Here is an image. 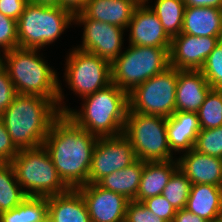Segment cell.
I'll return each mask as SVG.
<instances>
[{"label": "cell", "instance_id": "8992f818", "mask_svg": "<svg viewBox=\"0 0 222 222\" xmlns=\"http://www.w3.org/2000/svg\"><path fill=\"white\" fill-rule=\"evenodd\" d=\"M10 163L27 196L48 197L70 189L60 178L44 146L19 150Z\"/></svg>", "mask_w": 222, "mask_h": 222}, {"label": "cell", "instance_id": "6da1fadb", "mask_svg": "<svg viewBox=\"0 0 222 222\" xmlns=\"http://www.w3.org/2000/svg\"><path fill=\"white\" fill-rule=\"evenodd\" d=\"M98 137L61 113L52 123L43 146L62 181L77 189L89 183L92 154Z\"/></svg>", "mask_w": 222, "mask_h": 222}, {"label": "cell", "instance_id": "8d00e7d4", "mask_svg": "<svg viewBox=\"0 0 222 222\" xmlns=\"http://www.w3.org/2000/svg\"><path fill=\"white\" fill-rule=\"evenodd\" d=\"M27 4L28 0H0V12L17 21Z\"/></svg>", "mask_w": 222, "mask_h": 222}, {"label": "cell", "instance_id": "484cf974", "mask_svg": "<svg viewBox=\"0 0 222 222\" xmlns=\"http://www.w3.org/2000/svg\"><path fill=\"white\" fill-rule=\"evenodd\" d=\"M148 6L157 15L164 31L171 39L181 33L186 8L183 0H156L154 6Z\"/></svg>", "mask_w": 222, "mask_h": 222}, {"label": "cell", "instance_id": "d4e9b609", "mask_svg": "<svg viewBox=\"0 0 222 222\" xmlns=\"http://www.w3.org/2000/svg\"><path fill=\"white\" fill-rule=\"evenodd\" d=\"M47 217V197L28 196L15 208L0 212V222H44Z\"/></svg>", "mask_w": 222, "mask_h": 222}, {"label": "cell", "instance_id": "7a4b0ae2", "mask_svg": "<svg viewBox=\"0 0 222 222\" xmlns=\"http://www.w3.org/2000/svg\"><path fill=\"white\" fill-rule=\"evenodd\" d=\"M40 51L21 47L6 51L3 68L7 71L16 93L48 98L58 106L61 113H66L70 107L64 102L65 96L57 70L44 61Z\"/></svg>", "mask_w": 222, "mask_h": 222}, {"label": "cell", "instance_id": "ffe728a7", "mask_svg": "<svg viewBox=\"0 0 222 222\" xmlns=\"http://www.w3.org/2000/svg\"><path fill=\"white\" fill-rule=\"evenodd\" d=\"M48 217L53 222H91L85 201L78 189L47 197Z\"/></svg>", "mask_w": 222, "mask_h": 222}, {"label": "cell", "instance_id": "d6986e66", "mask_svg": "<svg viewBox=\"0 0 222 222\" xmlns=\"http://www.w3.org/2000/svg\"><path fill=\"white\" fill-rule=\"evenodd\" d=\"M139 0H88L81 12L86 18L116 25L127 30Z\"/></svg>", "mask_w": 222, "mask_h": 222}, {"label": "cell", "instance_id": "d6a6232c", "mask_svg": "<svg viewBox=\"0 0 222 222\" xmlns=\"http://www.w3.org/2000/svg\"><path fill=\"white\" fill-rule=\"evenodd\" d=\"M125 222H167L150 211L142 202L129 201Z\"/></svg>", "mask_w": 222, "mask_h": 222}, {"label": "cell", "instance_id": "74e56055", "mask_svg": "<svg viewBox=\"0 0 222 222\" xmlns=\"http://www.w3.org/2000/svg\"><path fill=\"white\" fill-rule=\"evenodd\" d=\"M87 1L88 0H57V5L75 15L83 11Z\"/></svg>", "mask_w": 222, "mask_h": 222}, {"label": "cell", "instance_id": "f546056e", "mask_svg": "<svg viewBox=\"0 0 222 222\" xmlns=\"http://www.w3.org/2000/svg\"><path fill=\"white\" fill-rule=\"evenodd\" d=\"M194 149L206 155L222 158V126L201 129L197 135Z\"/></svg>", "mask_w": 222, "mask_h": 222}, {"label": "cell", "instance_id": "f35d334b", "mask_svg": "<svg viewBox=\"0 0 222 222\" xmlns=\"http://www.w3.org/2000/svg\"><path fill=\"white\" fill-rule=\"evenodd\" d=\"M172 222H209L198 215L193 214L186 208L176 211Z\"/></svg>", "mask_w": 222, "mask_h": 222}, {"label": "cell", "instance_id": "ba28073f", "mask_svg": "<svg viewBox=\"0 0 222 222\" xmlns=\"http://www.w3.org/2000/svg\"><path fill=\"white\" fill-rule=\"evenodd\" d=\"M123 134L131 141L137 159L144 162L177 159L170 150L165 117L127 112Z\"/></svg>", "mask_w": 222, "mask_h": 222}, {"label": "cell", "instance_id": "7c38bea8", "mask_svg": "<svg viewBox=\"0 0 222 222\" xmlns=\"http://www.w3.org/2000/svg\"><path fill=\"white\" fill-rule=\"evenodd\" d=\"M74 24L84 25L82 44L77 49L98 55L110 63L122 53L126 29L86 18L82 13L74 15Z\"/></svg>", "mask_w": 222, "mask_h": 222}, {"label": "cell", "instance_id": "b9f144b4", "mask_svg": "<svg viewBox=\"0 0 222 222\" xmlns=\"http://www.w3.org/2000/svg\"><path fill=\"white\" fill-rule=\"evenodd\" d=\"M3 58H4V52L0 50V69L3 67V60H4Z\"/></svg>", "mask_w": 222, "mask_h": 222}, {"label": "cell", "instance_id": "60d3db41", "mask_svg": "<svg viewBox=\"0 0 222 222\" xmlns=\"http://www.w3.org/2000/svg\"><path fill=\"white\" fill-rule=\"evenodd\" d=\"M32 4L57 5V0H28Z\"/></svg>", "mask_w": 222, "mask_h": 222}, {"label": "cell", "instance_id": "5bb4252c", "mask_svg": "<svg viewBox=\"0 0 222 222\" xmlns=\"http://www.w3.org/2000/svg\"><path fill=\"white\" fill-rule=\"evenodd\" d=\"M222 37L180 33L171 40L170 66L178 70H200Z\"/></svg>", "mask_w": 222, "mask_h": 222}, {"label": "cell", "instance_id": "836d02e7", "mask_svg": "<svg viewBox=\"0 0 222 222\" xmlns=\"http://www.w3.org/2000/svg\"><path fill=\"white\" fill-rule=\"evenodd\" d=\"M150 211L167 222H172L176 214V209L162 195H157L142 202Z\"/></svg>", "mask_w": 222, "mask_h": 222}, {"label": "cell", "instance_id": "4316f807", "mask_svg": "<svg viewBox=\"0 0 222 222\" xmlns=\"http://www.w3.org/2000/svg\"><path fill=\"white\" fill-rule=\"evenodd\" d=\"M26 197L11 163H0V212L11 210Z\"/></svg>", "mask_w": 222, "mask_h": 222}, {"label": "cell", "instance_id": "4fadbf2b", "mask_svg": "<svg viewBox=\"0 0 222 222\" xmlns=\"http://www.w3.org/2000/svg\"><path fill=\"white\" fill-rule=\"evenodd\" d=\"M77 189L85 201L91 222H125L129 200L123 195L97 183H87Z\"/></svg>", "mask_w": 222, "mask_h": 222}, {"label": "cell", "instance_id": "30bf717a", "mask_svg": "<svg viewBox=\"0 0 222 222\" xmlns=\"http://www.w3.org/2000/svg\"><path fill=\"white\" fill-rule=\"evenodd\" d=\"M67 55L64 79L77 97L83 98L112 83L109 61L76 47Z\"/></svg>", "mask_w": 222, "mask_h": 222}, {"label": "cell", "instance_id": "7bdbcfd3", "mask_svg": "<svg viewBox=\"0 0 222 222\" xmlns=\"http://www.w3.org/2000/svg\"><path fill=\"white\" fill-rule=\"evenodd\" d=\"M44 222H53L49 217H47Z\"/></svg>", "mask_w": 222, "mask_h": 222}, {"label": "cell", "instance_id": "cb8c5ba5", "mask_svg": "<svg viewBox=\"0 0 222 222\" xmlns=\"http://www.w3.org/2000/svg\"><path fill=\"white\" fill-rule=\"evenodd\" d=\"M143 168L144 161L137 159L130 166L103 177L97 184L132 201L137 196Z\"/></svg>", "mask_w": 222, "mask_h": 222}, {"label": "cell", "instance_id": "7402d4cb", "mask_svg": "<svg viewBox=\"0 0 222 222\" xmlns=\"http://www.w3.org/2000/svg\"><path fill=\"white\" fill-rule=\"evenodd\" d=\"M185 208L209 222L222 218V187L192 184Z\"/></svg>", "mask_w": 222, "mask_h": 222}, {"label": "cell", "instance_id": "e575fe53", "mask_svg": "<svg viewBox=\"0 0 222 222\" xmlns=\"http://www.w3.org/2000/svg\"><path fill=\"white\" fill-rule=\"evenodd\" d=\"M16 94L14 85L7 71L2 67L0 69V116L4 113L5 109L11 105Z\"/></svg>", "mask_w": 222, "mask_h": 222}, {"label": "cell", "instance_id": "2e32d148", "mask_svg": "<svg viewBox=\"0 0 222 222\" xmlns=\"http://www.w3.org/2000/svg\"><path fill=\"white\" fill-rule=\"evenodd\" d=\"M179 169L192 184L222 187V158L198 152L194 148L177 158Z\"/></svg>", "mask_w": 222, "mask_h": 222}, {"label": "cell", "instance_id": "8fae6325", "mask_svg": "<svg viewBox=\"0 0 222 222\" xmlns=\"http://www.w3.org/2000/svg\"><path fill=\"white\" fill-rule=\"evenodd\" d=\"M136 160L131 141L124 134L98 137L92 154L89 183H98L103 177L130 166Z\"/></svg>", "mask_w": 222, "mask_h": 222}, {"label": "cell", "instance_id": "ac0fdd59", "mask_svg": "<svg viewBox=\"0 0 222 222\" xmlns=\"http://www.w3.org/2000/svg\"><path fill=\"white\" fill-rule=\"evenodd\" d=\"M201 128L195 112L176 111L167 118V136L173 153L190 151L194 148Z\"/></svg>", "mask_w": 222, "mask_h": 222}, {"label": "cell", "instance_id": "e0dca14e", "mask_svg": "<svg viewBox=\"0 0 222 222\" xmlns=\"http://www.w3.org/2000/svg\"><path fill=\"white\" fill-rule=\"evenodd\" d=\"M211 89L200 70H178L176 111L197 113Z\"/></svg>", "mask_w": 222, "mask_h": 222}, {"label": "cell", "instance_id": "ab89813d", "mask_svg": "<svg viewBox=\"0 0 222 222\" xmlns=\"http://www.w3.org/2000/svg\"><path fill=\"white\" fill-rule=\"evenodd\" d=\"M186 7H215L222 9V0H183Z\"/></svg>", "mask_w": 222, "mask_h": 222}, {"label": "cell", "instance_id": "9c48e42d", "mask_svg": "<svg viewBox=\"0 0 222 222\" xmlns=\"http://www.w3.org/2000/svg\"><path fill=\"white\" fill-rule=\"evenodd\" d=\"M178 69L168 67L128 93V112L158 115L165 118L176 112Z\"/></svg>", "mask_w": 222, "mask_h": 222}, {"label": "cell", "instance_id": "3957f363", "mask_svg": "<svg viewBox=\"0 0 222 222\" xmlns=\"http://www.w3.org/2000/svg\"><path fill=\"white\" fill-rule=\"evenodd\" d=\"M61 114L50 99L16 94L11 105L0 116L18 150L43 146L53 121Z\"/></svg>", "mask_w": 222, "mask_h": 222}, {"label": "cell", "instance_id": "52a82bcc", "mask_svg": "<svg viewBox=\"0 0 222 222\" xmlns=\"http://www.w3.org/2000/svg\"><path fill=\"white\" fill-rule=\"evenodd\" d=\"M170 48L129 45L111 63V82L130 93L136 86L170 67Z\"/></svg>", "mask_w": 222, "mask_h": 222}, {"label": "cell", "instance_id": "1f68e13d", "mask_svg": "<svg viewBox=\"0 0 222 222\" xmlns=\"http://www.w3.org/2000/svg\"><path fill=\"white\" fill-rule=\"evenodd\" d=\"M18 47L17 21L0 12V49L3 52Z\"/></svg>", "mask_w": 222, "mask_h": 222}, {"label": "cell", "instance_id": "ee69618b", "mask_svg": "<svg viewBox=\"0 0 222 222\" xmlns=\"http://www.w3.org/2000/svg\"><path fill=\"white\" fill-rule=\"evenodd\" d=\"M211 222H222V218L214 220V221H211Z\"/></svg>", "mask_w": 222, "mask_h": 222}, {"label": "cell", "instance_id": "603a6c76", "mask_svg": "<svg viewBox=\"0 0 222 222\" xmlns=\"http://www.w3.org/2000/svg\"><path fill=\"white\" fill-rule=\"evenodd\" d=\"M178 168L177 159L144 162L139 190L134 200L143 202L145 199L160 195Z\"/></svg>", "mask_w": 222, "mask_h": 222}, {"label": "cell", "instance_id": "83f0119b", "mask_svg": "<svg viewBox=\"0 0 222 222\" xmlns=\"http://www.w3.org/2000/svg\"><path fill=\"white\" fill-rule=\"evenodd\" d=\"M201 129H213L222 126V90L211 89L198 112Z\"/></svg>", "mask_w": 222, "mask_h": 222}, {"label": "cell", "instance_id": "277c9868", "mask_svg": "<svg viewBox=\"0 0 222 222\" xmlns=\"http://www.w3.org/2000/svg\"><path fill=\"white\" fill-rule=\"evenodd\" d=\"M82 107L70 108L65 114L78 126L97 137L123 134L129 109L128 93L111 83L82 98Z\"/></svg>", "mask_w": 222, "mask_h": 222}, {"label": "cell", "instance_id": "5b68a950", "mask_svg": "<svg viewBox=\"0 0 222 222\" xmlns=\"http://www.w3.org/2000/svg\"><path fill=\"white\" fill-rule=\"evenodd\" d=\"M74 24V15L59 5L28 3L17 20L18 47L42 49Z\"/></svg>", "mask_w": 222, "mask_h": 222}, {"label": "cell", "instance_id": "d590c367", "mask_svg": "<svg viewBox=\"0 0 222 222\" xmlns=\"http://www.w3.org/2000/svg\"><path fill=\"white\" fill-rule=\"evenodd\" d=\"M19 150L13 144L6 127L0 119V163H10Z\"/></svg>", "mask_w": 222, "mask_h": 222}, {"label": "cell", "instance_id": "9a60e30c", "mask_svg": "<svg viewBox=\"0 0 222 222\" xmlns=\"http://www.w3.org/2000/svg\"><path fill=\"white\" fill-rule=\"evenodd\" d=\"M148 4L149 2L140 1L133 11L127 27V30L130 29L129 45L171 48L172 39Z\"/></svg>", "mask_w": 222, "mask_h": 222}, {"label": "cell", "instance_id": "4dcf8cb0", "mask_svg": "<svg viewBox=\"0 0 222 222\" xmlns=\"http://www.w3.org/2000/svg\"><path fill=\"white\" fill-rule=\"evenodd\" d=\"M212 89L222 90V40L208 55L203 67L200 69Z\"/></svg>", "mask_w": 222, "mask_h": 222}, {"label": "cell", "instance_id": "44dd1931", "mask_svg": "<svg viewBox=\"0 0 222 222\" xmlns=\"http://www.w3.org/2000/svg\"><path fill=\"white\" fill-rule=\"evenodd\" d=\"M181 33L198 37H222V9L186 7Z\"/></svg>", "mask_w": 222, "mask_h": 222}, {"label": "cell", "instance_id": "f1b7e54d", "mask_svg": "<svg viewBox=\"0 0 222 222\" xmlns=\"http://www.w3.org/2000/svg\"><path fill=\"white\" fill-rule=\"evenodd\" d=\"M192 183L186 175L178 168L171 176L162 195L176 210L184 209L190 194Z\"/></svg>", "mask_w": 222, "mask_h": 222}]
</instances>
